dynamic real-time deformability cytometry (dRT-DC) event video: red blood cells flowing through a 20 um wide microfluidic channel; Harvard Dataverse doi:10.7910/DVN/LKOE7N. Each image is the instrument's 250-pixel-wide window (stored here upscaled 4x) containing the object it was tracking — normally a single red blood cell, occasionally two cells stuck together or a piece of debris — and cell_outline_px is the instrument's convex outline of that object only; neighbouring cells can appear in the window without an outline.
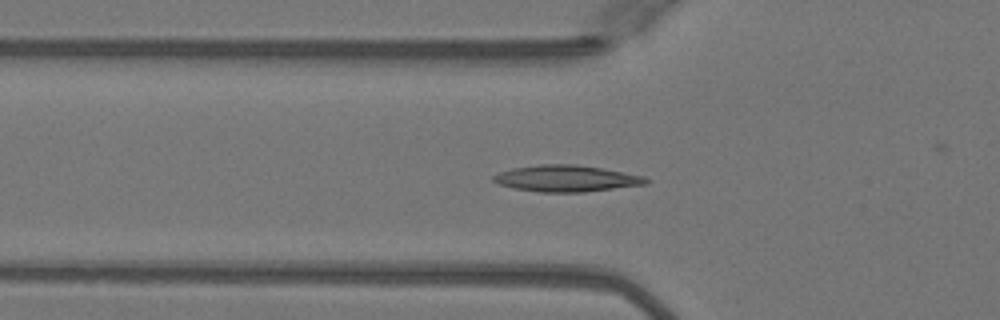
{"species": "Egyptian fruit bat (a non-hibernating species)", "species_latin": "Rousettus aegyptiacus", "temperature_condition": "warm", "stored_images_in_passage": 51, "camera_frame_rate_fps": 3000, "um_per_image_px": 0.085, "animal": {"sex": "female"}, "frame": {"image": 1, "passage_image": 19, "time_ms": 6.0, "image_size_px": [1000, 320], "cell_outline_px": [[652, 180], [648, 184], [584, 192], [540, 192], [512, 188], [500, 184], [492, 180], [492, 176], [500, 172], [512, 168], [536, 164], [576, 164], [600, 168], [644, 176]], "centroid_in_image_um": [48.14, 15.17], "position_along_channel_um": 77.7, "area_um2": 23.58}}
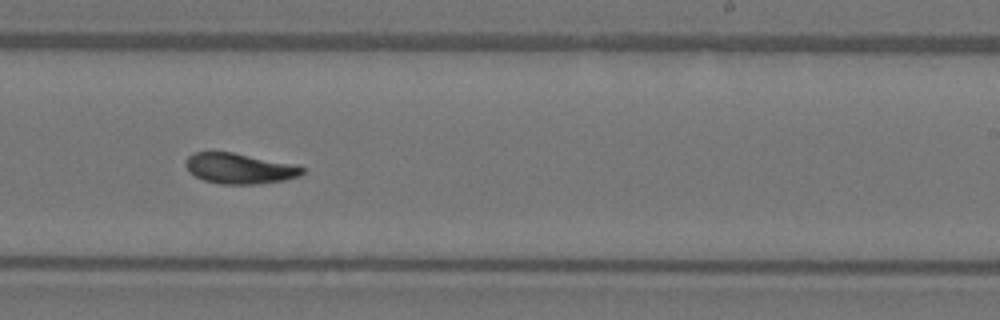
{"frame": {"image": 2, "passage_image": 33, "time_ms": 10.667, "image_size_px": [1000, 320], "cell_outline_px": [[304, 172], [300, 176], [284, 180], [256, 184], [220, 184], [204, 180], [188, 172], [184, 164], [184, 160], [192, 152], [232, 152], [300, 164], [304, 168]], "centroid_in_image_um": [20.37, 14.31], "position_along_channel_um": 268.6, "area_um2": 21.15}}
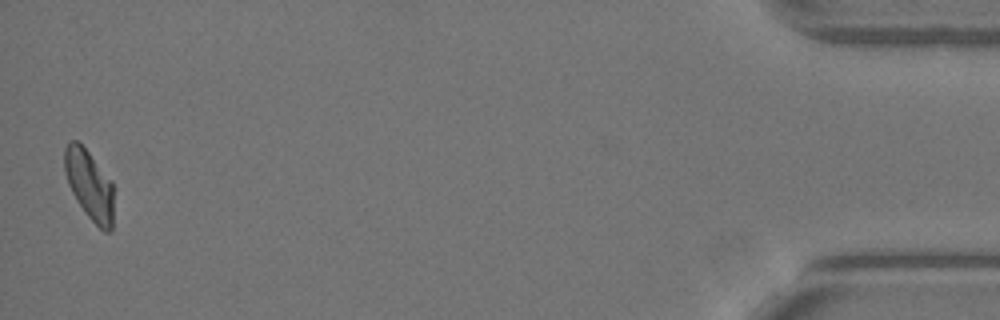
{"frame": {"image": 3, "passage_image": 51, "time_ms": 16.667, "image_size_px": [1000, 320], "cell_outline_px": [[112, 232], [104, 232], [88, 216], [76, 200], [68, 184], [64, 172], [64, 148], [72, 140], [76, 140], [88, 152], [112, 180]], "centroid_in_image_um": [7.58, 15.72], "position_along_channel_um": 427.6, "area_um2": 19.77}, "authors_computed_cell_mechanics": {"area_um2": 20.9814, "velocity_mm_per_s": 4.0762, "shape_relaxation_time_tau1_ms": 7.5849, "shape_relaxation_time_tau2_ms": 2.0197, "deformation_change_tau1": 0.2173, "deformation_change_tau2": 0.0678}}